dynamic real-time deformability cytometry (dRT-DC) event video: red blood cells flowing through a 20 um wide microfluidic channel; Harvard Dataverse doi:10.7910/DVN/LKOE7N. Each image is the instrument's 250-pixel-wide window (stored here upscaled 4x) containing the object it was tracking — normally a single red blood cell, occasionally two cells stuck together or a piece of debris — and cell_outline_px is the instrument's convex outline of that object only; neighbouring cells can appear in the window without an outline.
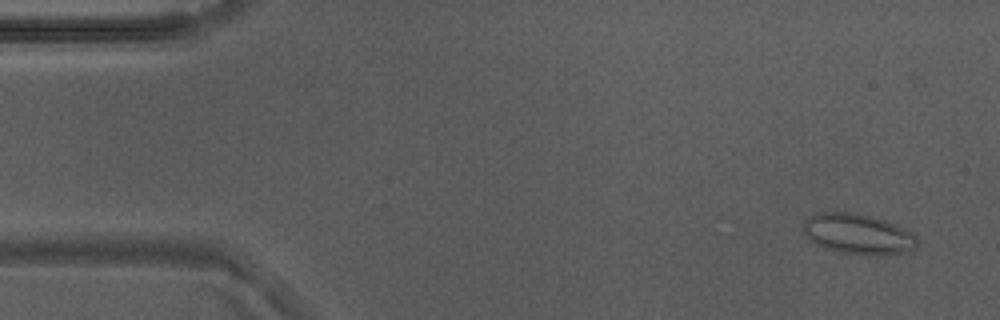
{"species": "Egyptian fruit bat (a non-hibernating species)", "species_latin": "Rousettus aegyptiacus", "temperature_condition": "warm", "stored_images_in_passage": 52, "camera_frame_rate_fps": 3000, "um_per_image_px": 0.085, "animal": {"sex": "male"}, "frame": {"image": 1, "passage_image": 1, "time_ms": 0.0, "image_size_px": [1000, 320], "cell_outline_px": [[920, 244], [916, 248], [908, 252], [884, 256], [860, 256], [840, 252], [816, 244], [808, 240], [804, 236], [804, 220], [808, 216], [820, 212], [852, 212], [884, 220], [912, 232], [920, 240]], "centroid_in_image_um": [72.97, 19.93], "position_along_channel_um": 12.0, "area_um2": 27.4}}
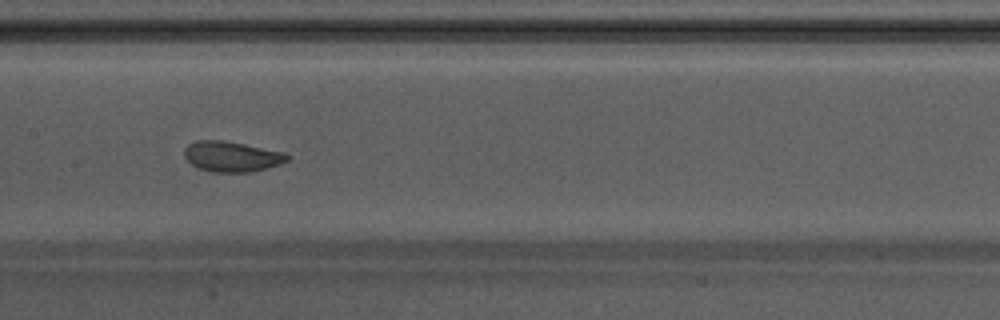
{"frame": {"image": 2, "passage_image": 24, "time_ms": 7.667, "image_size_px": [1000, 320], "cell_outline_px": [[288, 160], [280, 164], [252, 172], [212, 172], [200, 168], [192, 164], [184, 156], [184, 148], [188, 144], [196, 140], [224, 140], [284, 152], [288, 156]], "centroid_in_image_um": [19.68, 13.3], "position_along_channel_um": 187.7, "area_um2": 18.15}}
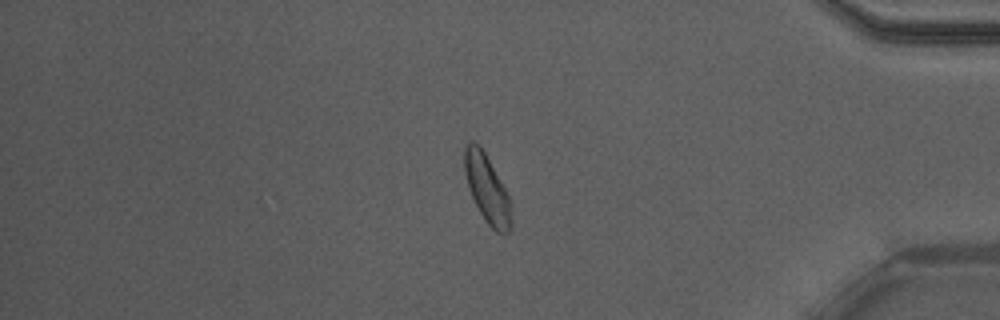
{"frame": {"image": 3, "passage_image": 43, "time_ms": 14.0, "image_size_px": [1000, 320], "cell_outline_px": [[512, 224], [508, 232], [496, 232], [484, 220], [468, 188], [464, 172], [464, 148], [472, 140], [480, 144], [504, 188], [508, 196], [512, 220]], "centroid_in_image_um": [41.37, 16.03], "position_along_channel_um": 393.8, "area_um2": 18.21}, "authors_computed_cell_mechanics": {"area_um2": 18.9873, "velocity_mm_per_s": 3.7914, "shape_relaxation_time_tau1_ms": 2.4271, "shape_relaxation_time_tau2_ms": 1.1424, "deformation_change_tau1": 0.0643, "deformation_change_tau2": 0.0606}}